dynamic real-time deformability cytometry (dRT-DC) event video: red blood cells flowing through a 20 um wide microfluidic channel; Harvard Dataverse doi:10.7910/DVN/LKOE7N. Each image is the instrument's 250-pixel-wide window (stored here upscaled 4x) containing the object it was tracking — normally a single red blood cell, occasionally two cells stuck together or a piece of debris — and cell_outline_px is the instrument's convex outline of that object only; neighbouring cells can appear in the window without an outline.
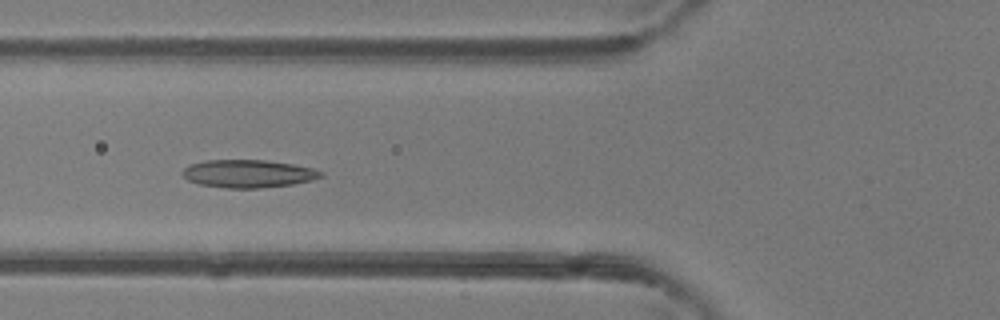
{"species": "common noctule bat (a hibernating species)", "species_latin": "Nyctalus noctula", "temperature_condition": "room temperature", "stored_images_in_passage": 47, "camera_frame_rate_fps": 3000, "um_per_image_px": 0.085, "animal": {"sex": "female"}, "frame": {"image": 1, "passage_image": 18, "time_ms": 5.667, "image_size_px": [1000, 320], "cell_outline_px": [[324, 176], [312, 180], [292, 184], [260, 188], [228, 188], [200, 184], [188, 180], [180, 172], [188, 164], [204, 160], [264, 160], [292, 164], [312, 168], [324, 172]], "centroid_in_image_um": [21.08, 14.75], "position_along_channel_um": 104.7, "area_um2": 22.48}}
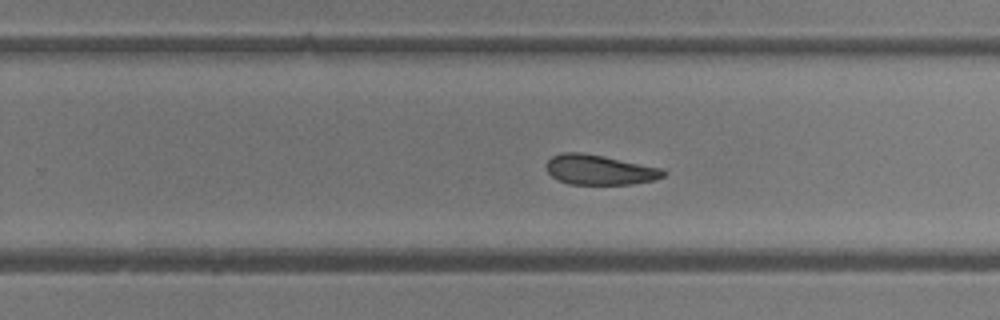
{"frame": {"image": 2, "passage_image": 30, "time_ms": 9.667, "image_size_px": [1000, 320], "cell_outline_px": [[668, 172], [664, 176], [652, 180], [632, 184], [568, 184], [552, 176], [548, 172], [544, 164], [552, 156], [564, 152], [580, 152], [604, 156], [664, 168]], "centroid_in_image_um": [50.98, 14.42], "position_along_channel_um": 278.8, "area_um2": 20.52}}
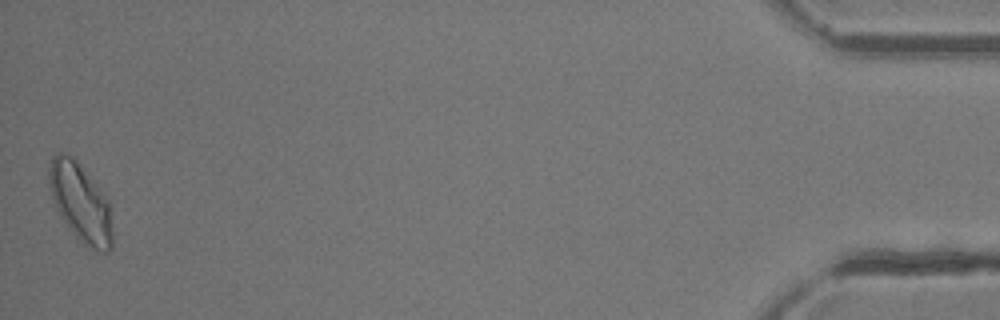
{"frame": {"image": 3, "passage_image": 47, "time_ms": 15.333, "image_size_px": [1000, 320], "cell_outline_px": [[112, 248], [108, 252], [100, 252], [84, 244], [76, 236], [64, 220], [52, 196], [48, 184], [48, 168], [52, 156], [56, 152], [60, 152], [76, 160], [108, 200], [112, 228]], "centroid_in_image_um": [6.84, 17.22], "position_along_channel_um": 428.4, "area_um2": 28.26}, "authors_computed_cell_mechanics": {"area_um2": 22.7732, "velocity_mm_per_s": 4.3559, "shape_relaxation_time_tau1_ms": null, "shape_relaxation_time_tau2_ms": 5.207, "deformation_change_tau1": null, "deformation_change_tau2": 0.1269}}